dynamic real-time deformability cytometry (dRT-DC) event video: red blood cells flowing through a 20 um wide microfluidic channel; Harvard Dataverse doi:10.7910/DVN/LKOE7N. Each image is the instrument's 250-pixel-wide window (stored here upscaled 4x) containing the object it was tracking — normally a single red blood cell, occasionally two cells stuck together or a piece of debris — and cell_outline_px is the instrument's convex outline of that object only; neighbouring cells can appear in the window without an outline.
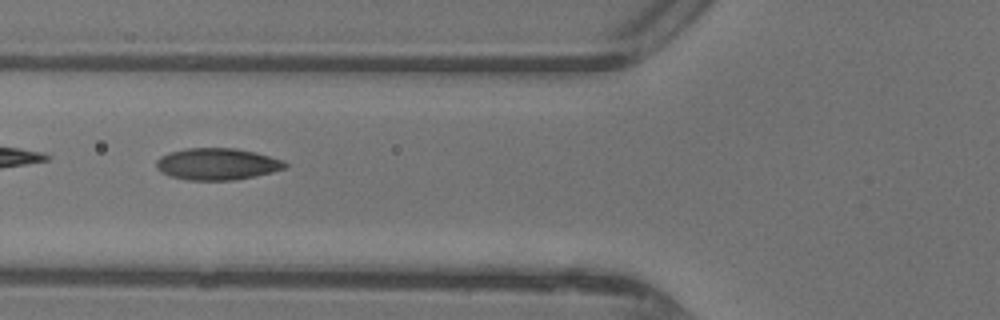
{"species": "common noctule bat (a hibernating species)", "species_latin": "Nyctalus noctula", "temperature_condition": "warm", "stored_images_in_passage": 34, "camera_frame_rate_fps": 3000, "um_per_image_px": 0.085, "animal": {"sex": "female"}, "frame": {"image": 1, "passage_image": 5, "time_ms": 1.333, "image_size_px": [1000, 320], "cell_outline_px": [[288, 164], [284, 168], [272, 172], [236, 180], [188, 180], [172, 176], [160, 172], [156, 168], [156, 160], [160, 156], [168, 152], [184, 148], [236, 148], [256, 152], [284, 160]], "centroid_in_image_um": [18.44, 13.93], "position_along_channel_um": 107.4, "area_um2": 23.99}}
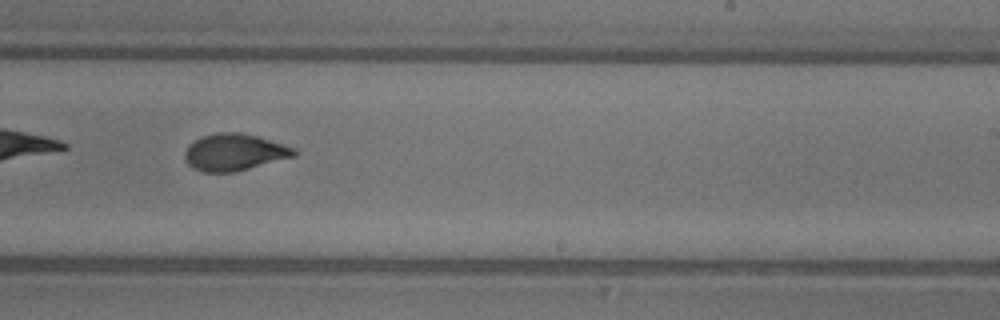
{"frame": {"image": 2, "passage_image": 16, "time_ms": 5.0, "image_size_px": [1000, 320], "cell_outline_px": [[296, 156], [232, 172], [204, 172], [192, 168], [184, 160], [184, 152], [188, 144], [200, 136], [216, 132], [240, 132], [256, 136], [296, 148]], "centroid_in_image_um": [19.86, 12.93], "position_along_channel_um": 269.1, "area_um2": 23.52}}
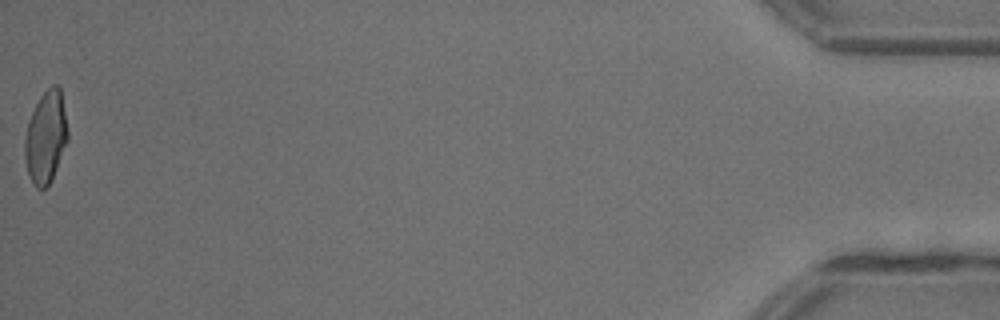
{"frame": {"image": 3, "passage_image": 34, "time_ms": 11.0, "image_size_px": [1000, 320], "cell_outline_px": [[68, 140], [52, 180], [44, 188], [36, 188], [28, 172], [24, 156], [24, 140], [28, 124], [32, 112], [40, 96], [52, 84], [56, 84], [60, 88], [68, 128]], "centroid_in_image_um": [3.9, 11.65], "position_along_channel_um": 431.3, "area_um2": 22.95}, "authors_computed_cell_mechanics": {"area_um2": 23.4668, "velocity_mm_per_s": 4.4105, "shape_relaxation_time_tau1_ms": 4.0385, "shape_relaxation_time_tau2_ms": 1.0729, "deformation_change_tau1": 0.1832, "deformation_change_tau2": 0.0663}}